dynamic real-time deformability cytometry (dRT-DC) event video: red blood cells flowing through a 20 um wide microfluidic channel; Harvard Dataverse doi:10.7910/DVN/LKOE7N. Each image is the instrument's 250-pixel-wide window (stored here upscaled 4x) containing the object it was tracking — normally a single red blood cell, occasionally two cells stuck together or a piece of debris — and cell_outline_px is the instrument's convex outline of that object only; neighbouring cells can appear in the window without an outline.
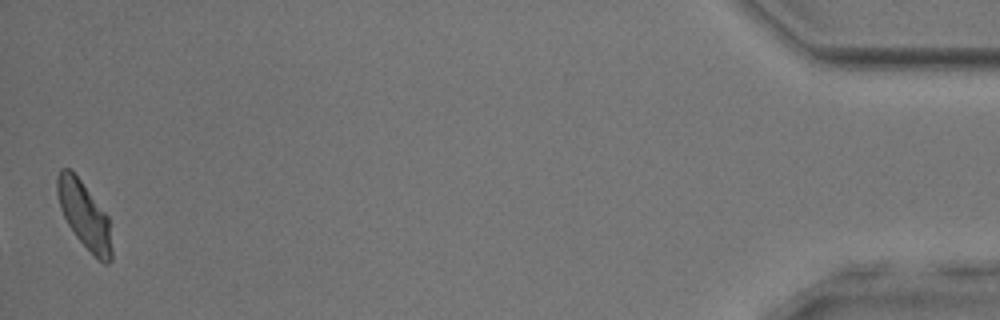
{"species": "common noctule bat (a hibernating species)", "species_latin": "Nyctalus noctula", "temperature_condition": "room temperature", "stored_images_in_passage": 36, "camera_frame_rate_fps": 3000, "um_per_image_px": 0.085, "animal": {"sex": "male", "body_mass_g": 17.9, "forearm_length_mm": 54.2}, "frame": {"image": 1, "passage_image": 36, "time_ms": 11.667, "image_size_px": [1000, 320], "cell_outline_px": [[112, 260], [108, 264], [104, 264], [76, 236], [68, 224], [60, 208], [56, 192], [56, 176], [60, 168], [68, 168], [80, 180], [108, 216], [112, 248]], "centroid_in_image_um": [7.16, 18.27], "position_along_channel_um": 428.0, "area_um2": 20.81}, "authors_computed_cell_mechanics": {"area_um2": 21.6172, "velocity_mm_per_s": 3.9557, "shape_relaxation_time_tau1_ms": null, "shape_relaxation_time_tau2_ms": 3.161, "deformation_change_tau1": null, "deformation_change_tau2": 0.0896}}